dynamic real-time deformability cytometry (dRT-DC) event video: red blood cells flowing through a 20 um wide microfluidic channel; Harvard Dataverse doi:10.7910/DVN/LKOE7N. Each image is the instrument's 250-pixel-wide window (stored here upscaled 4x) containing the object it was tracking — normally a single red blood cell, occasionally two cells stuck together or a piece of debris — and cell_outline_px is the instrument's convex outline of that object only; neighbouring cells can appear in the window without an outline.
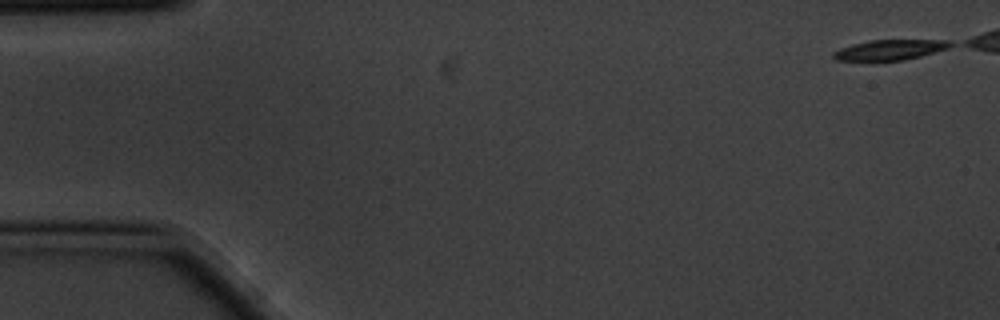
{"species": "common noctule bat (a hibernating species)", "species_latin": "Nyctalus noctula", "temperature_condition": "cold", "stored_images_in_passage": 7, "camera_frame_rate_fps": 3000, "um_per_image_px": 0.085, "animal": {"sex": "male", "body_mass_g": 20.1, "forearm_length_mm": 53.5}, "frame": {"image": 1, "passage_image": 1, "time_ms": 0.0, "image_size_px": [1000, 320], "cell_outline_px": [[956, 44], [948, 48], [920, 56], [904, 60], [836, 60], [832, 56], [832, 52], [840, 48], [852, 44], [868, 40], [952, 40]], "centroid_in_image_um": [75.66, 4.22], "position_along_channel_um": 9.3, "area_um2": 13.81}}